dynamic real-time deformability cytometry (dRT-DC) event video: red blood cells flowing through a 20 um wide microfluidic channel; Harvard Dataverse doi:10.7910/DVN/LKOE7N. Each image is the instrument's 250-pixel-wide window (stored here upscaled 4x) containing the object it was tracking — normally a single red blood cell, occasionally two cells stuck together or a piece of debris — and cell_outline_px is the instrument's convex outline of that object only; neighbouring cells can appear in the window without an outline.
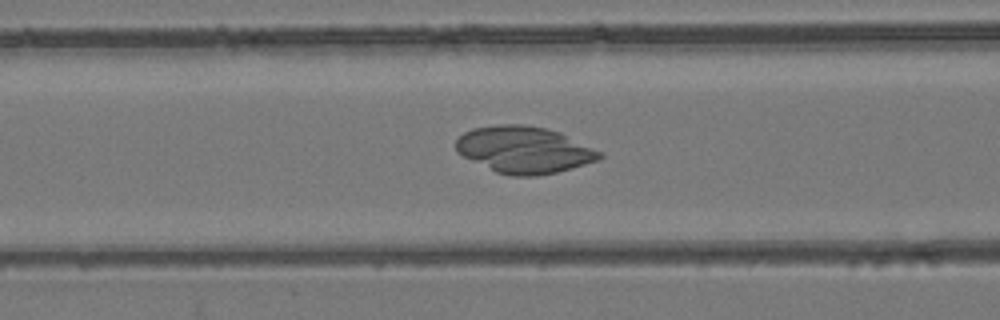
{"species": "common noctule bat (a hibernating species)", "species_latin": "Nyctalus noctula", "temperature_condition": "room temperature", "stored_images_in_passage": 53, "camera_frame_rate_fps": 3000, "um_per_image_px": 0.085, "animal": {"sex": "female", "body_mass_g": 24.6, "forearm_length_mm": 56.2}, "frame": {"image": 1, "passage_image": 23, "time_ms": 7.333, "image_size_px": [1000, 320], "cell_outline_px": [[604, 156], [600, 160], [556, 172], [536, 176], [512, 176], [496, 172], [456, 152], [456, 140], [464, 132], [472, 128], [500, 124], [524, 124], [544, 128], [560, 132], [604, 152]], "centroid_in_image_um": [44.59, 12.72], "position_along_channel_um": 122.0, "area_um2": 39.19}}
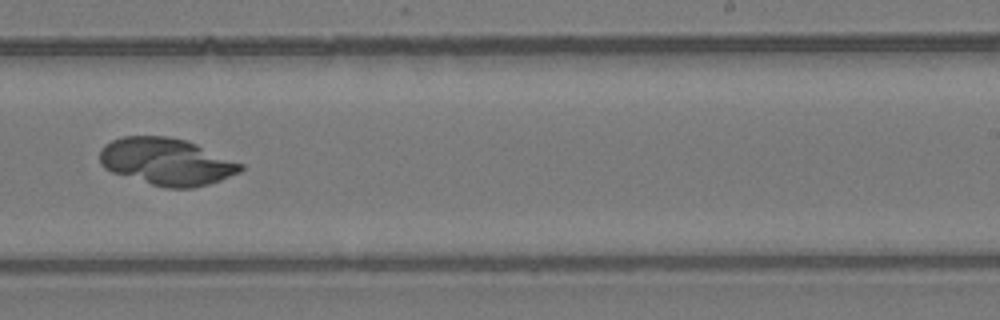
{"frame": {"image": 2, "passage_image": 35, "time_ms": 11.333, "image_size_px": [1000, 320], "cell_outline_px": [[244, 168], [240, 172], [220, 180], [208, 184], [192, 188], [164, 188], [112, 172], [104, 168], [100, 164], [100, 148], [104, 144], [112, 140], [124, 136], [168, 136], [188, 140], [244, 164]], "centroid_in_image_um": [14.16, 13.73], "position_along_channel_um": 274.8, "area_um2": 38.84}}
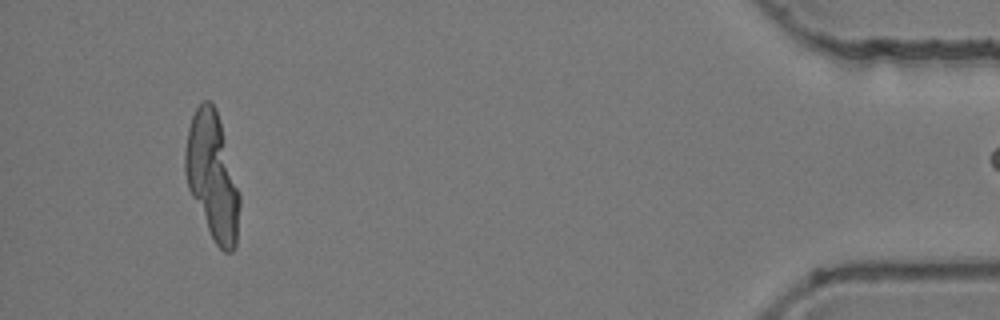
{"frame": {"image": 3, "passage_image": 52, "time_ms": 17.0, "image_size_px": [1000, 320], "cell_outline_px": [[240, 204], [236, 244], [232, 252], [224, 252], [216, 244], [188, 188], [184, 172], [184, 152], [188, 128], [192, 116], [196, 108], [204, 100], [208, 100], [216, 108], [240, 192]], "centroid_in_image_um": [18.05, 14.96], "position_along_channel_um": 417.2, "area_um2": 39.71}}